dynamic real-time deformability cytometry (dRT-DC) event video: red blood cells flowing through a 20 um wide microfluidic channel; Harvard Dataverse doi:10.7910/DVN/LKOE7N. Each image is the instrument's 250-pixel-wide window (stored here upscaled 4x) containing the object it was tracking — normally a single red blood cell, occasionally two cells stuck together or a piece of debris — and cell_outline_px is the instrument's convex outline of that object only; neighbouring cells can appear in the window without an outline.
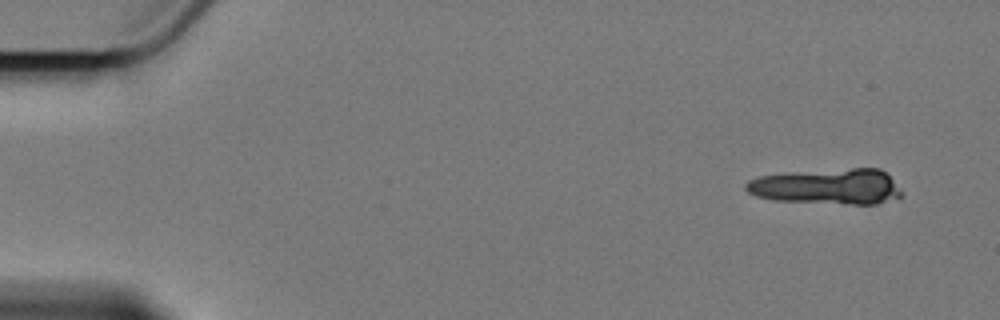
{"species": "Egyptian fruit bat (a non-hibernating species)", "species_latin": "Rousettus aegyptiacus", "temperature_condition": "cold", "stored_images_in_passage": 8, "camera_frame_rate_fps": 3000, "um_per_image_px": 0.085, "animal": {"sex": "female"}, "frame": {"image": 1, "passage_image": 1, "time_ms": 0.0, "image_size_px": [1000, 320], "cell_outline_px": [[900, 196], [876, 204], [844, 204], [772, 200], [756, 196], [748, 192], [744, 188], [744, 184], [748, 180], [760, 176], [792, 172], [852, 168], [880, 168], [892, 180], [900, 192]], "centroid_in_image_um": [70.25, 15.85], "position_along_channel_um": 14.7, "area_um2": 32.08}}